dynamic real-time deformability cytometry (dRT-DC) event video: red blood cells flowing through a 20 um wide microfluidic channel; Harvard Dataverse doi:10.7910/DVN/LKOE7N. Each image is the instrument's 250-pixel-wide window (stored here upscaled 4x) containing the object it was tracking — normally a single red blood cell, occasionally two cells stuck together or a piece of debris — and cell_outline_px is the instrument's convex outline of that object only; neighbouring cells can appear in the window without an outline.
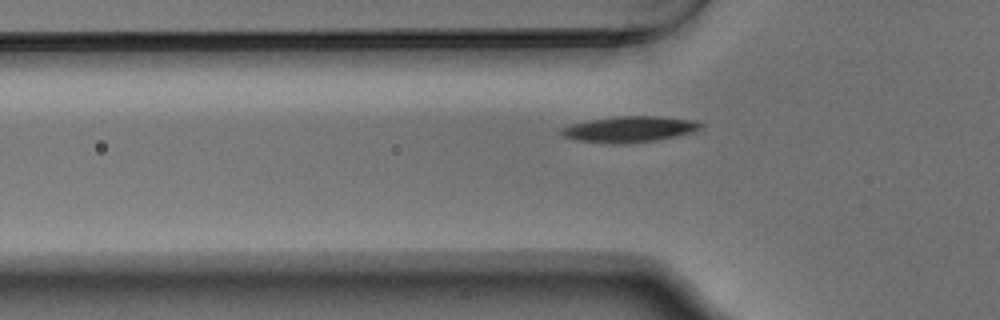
{"species": "Egyptian fruit bat (a non-hibernating species)", "species_latin": "Rousettus aegyptiacus", "temperature_condition": "warm", "stored_images_in_passage": 41, "segment_of_instrument_passage": [1, 2], "camera_frame_rate_fps": 3000, "um_per_image_px": 0.085, "animal": {"sex": "male"}, "frame": {"image": 1, "passage_image": 3, "time_ms": 0.667, "image_size_px": [1000, 320], "cell_outline_px": [[704, 124], [700, 128], [692, 132], [676, 136], [656, 140], [620, 144], [576, 140], [564, 136], [560, 132], [560, 128], [572, 124], [592, 120], [616, 116], [656, 116], [696, 120]], "centroid_in_image_um": [53.53, 10.98], "position_along_channel_um": 72.3, "area_um2": 20.81}}
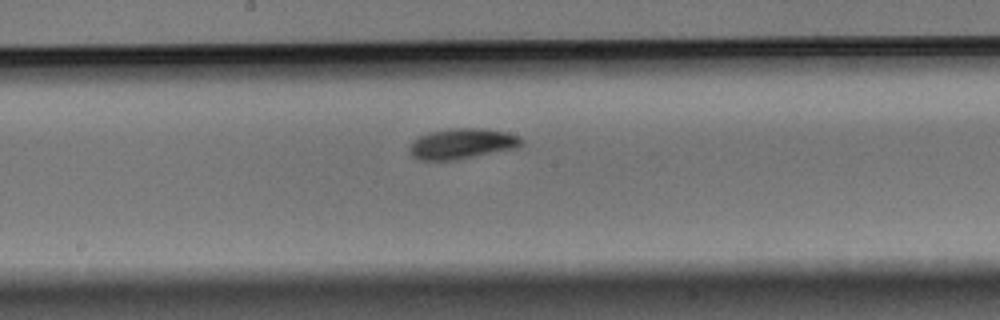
{"frame": {"image": 2, "passage_image": 14, "time_ms": 4.333, "image_size_px": [1000, 320], "cell_outline_px": [[520, 144], [512, 148], [460, 160], [420, 160], [412, 156], [412, 144], [420, 136], [428, 132], [448, 128], [480, 128], [504, 132], [520, 136]], "centroid_in_image_um": [39.24, 12.21], "position_along_channel_um": 209.0, "area_um2": 19.42}}
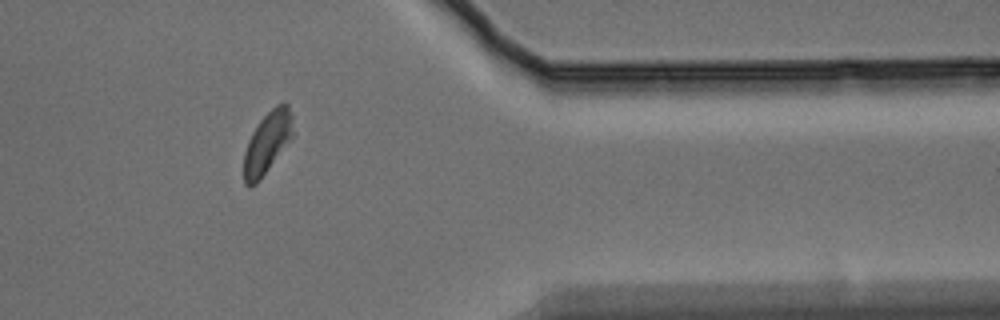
{"frame": {"image": 3, "passage_image": 30, "time_ms": 9.667, "image_size_px": [1000, 320], "cell_outline_px": [[296, 132], [260, 180], [256, 184], [248, 188], [244, 184], [244, 152], [248, 140], [252, 132], [260, 120], [276, 104], [288, 104], [292, 112]], "centroid_in_image_um": [22.74, 12.12], "position_along_channel_um": 388.7, "area_um2": 17.92}}